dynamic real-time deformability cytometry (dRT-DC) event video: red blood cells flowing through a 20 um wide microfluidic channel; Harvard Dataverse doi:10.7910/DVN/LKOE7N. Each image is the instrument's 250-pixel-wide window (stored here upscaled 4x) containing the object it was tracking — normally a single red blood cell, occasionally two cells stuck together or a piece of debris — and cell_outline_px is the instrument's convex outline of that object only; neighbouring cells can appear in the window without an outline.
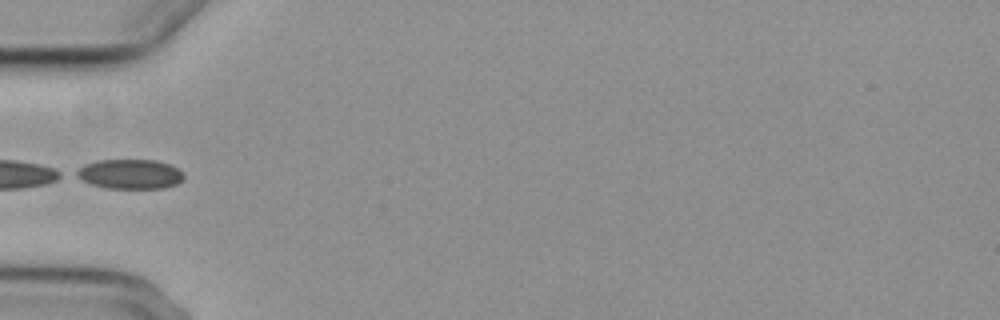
{"species": "common noctule bat (a hibernating species)", "species_latin": "Nyctalus noctula", "temperature_condition": "cold", "stored_images_in_passage": 5, "camera_frame_rate_fps": 3000, "um_per_image_px": 0.085, "animal": {"sex": "female", "body_mass_g": 29.2, "forearm_length_mm": 56.3}, "frame": {"image": 1, "passage_image": 4, "time_ms": 4.667, "image_size_px": [1000, 320], "cell_outline_px": [[184, 176], [176, 184], [164, 188], [104, 188], [80, 180], [72, 176], [72, 172], [84, 164], [96, 160], [156, 160], [168, 164], [176, 168]], "centroid_in_image_um": [10.93, 14.79], "position_along_channel_um": 74.1, "area_um2": 18.67}}